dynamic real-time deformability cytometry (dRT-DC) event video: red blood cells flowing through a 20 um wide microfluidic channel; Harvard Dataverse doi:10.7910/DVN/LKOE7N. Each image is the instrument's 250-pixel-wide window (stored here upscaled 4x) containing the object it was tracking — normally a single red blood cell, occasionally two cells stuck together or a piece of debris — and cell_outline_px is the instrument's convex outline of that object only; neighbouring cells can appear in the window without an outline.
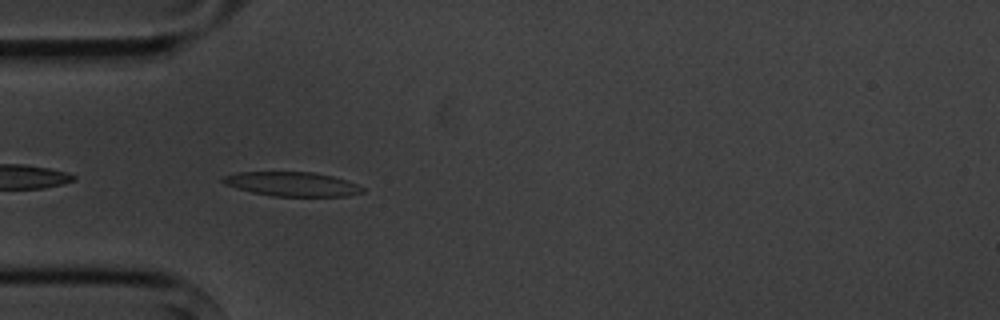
{"species": "common noctule bat (a hibernating species)", "species_latin": "Nyctalus noctula", "temperature_condition": "cold", "stored_images_in_passage": 5, "camera_frame_rate_fps": 3000, "um_per_image_px": 0.085, "animal": {"sex": "male", "body_mass_g": 20.1, "forearm_length_mm": 53.5}, "frame": {"image": 1, "passage_image": 4, "time_ms": 3.333, "image_size_px": [1000, 320], "cell_outline_px": [[364, 192], [348, 196], [272, 196], [252, 192], [236, 188], [224, 184], [220, 180], [220, 176], [236, 172], [312, 172], [332, 176], [356, 184], [364, 188]], "centroid_in_image_um": [24.76, 15.64], "position_along_channel_um": 60.2, "area_um2": 19.77}}
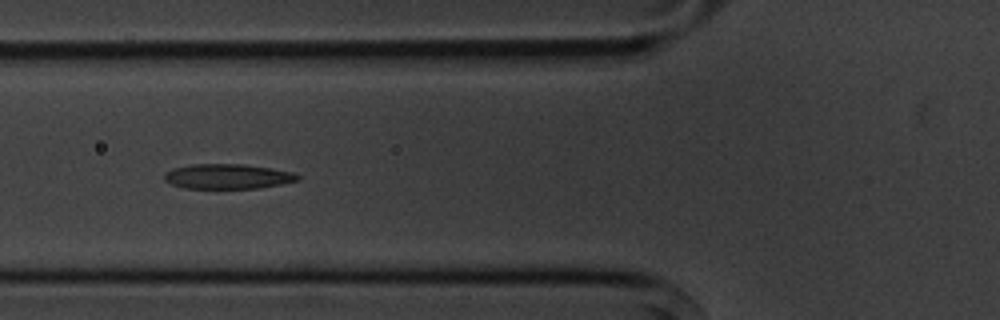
{"frame": {"image": 2, "passage_image": 5, "time_ms": 4.667, "image_size_px": [1000, 320], "cell_outline_px": [[300, 180], [260, 188], [184, 188], [172, 184], [164, 180], [164, 172], [172, 168], [192, 164], [244, 164], [272, 168], [292, 172], [300, 176]], "centroid_in_image_um": [19.34, 14.99], "position_along_channel_um": 106.5, "area_um2": 19.42}}